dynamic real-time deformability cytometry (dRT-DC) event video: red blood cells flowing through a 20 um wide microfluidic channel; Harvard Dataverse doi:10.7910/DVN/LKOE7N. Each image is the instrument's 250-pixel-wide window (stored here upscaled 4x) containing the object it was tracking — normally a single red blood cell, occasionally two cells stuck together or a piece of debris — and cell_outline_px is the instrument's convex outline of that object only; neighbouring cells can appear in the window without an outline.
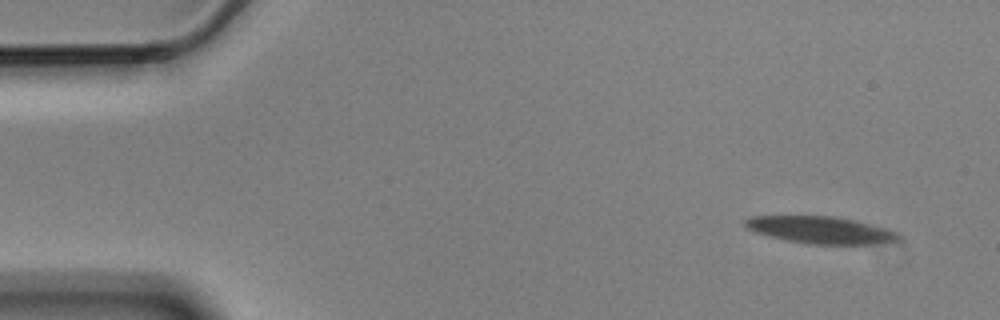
{"species": "Egyptian fruit bat (a non-hibernating species)", "species_latin": "Rousettus aegyptiacus", "temperature_condition": "cold", "stored_images_in_passage": 4, "camera_frame_rate_fps": 3000, "um_per_image_px": 0.085, "animal": {"sex": "male"}, "frame": {"image": 1, "passage_image": 1, "time_ms": 0.0, "image_size_px": [1000, 320], "cell_outline_px": [[900, 240], [880, 244], [808, 244], [788, 240], [756, 232], [744, 228], [744, 220], [752, 216], [836, 216], [856, 220], [872, 224], [896, 232], [900, 236]], "centroid_in_image_um": [69.77, 19.54], "position_along_channel_um": 15.2, "area_um2": 24.22}}
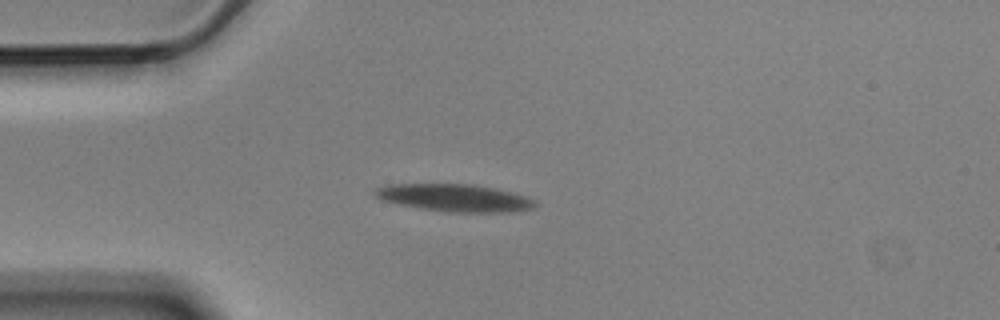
{"frame": {"image": 2, "passage_image": 4, "time_ms": 1.0, "image_size_px": [1000, 320], "cell_outline_px": [[540, 204], [536, 208], [512, 212], [452, 212], [420, 208], [400, 204], [384, 200], [376, 196], [372, 192], [376, 188], [388, 184], [472, 184], [512, 192], [528, 196], [536, 200]], "centroid_in_image_um": [38.73, 16.82], "position_along_channel_um": 46.3, "area_um2": 25.66}}